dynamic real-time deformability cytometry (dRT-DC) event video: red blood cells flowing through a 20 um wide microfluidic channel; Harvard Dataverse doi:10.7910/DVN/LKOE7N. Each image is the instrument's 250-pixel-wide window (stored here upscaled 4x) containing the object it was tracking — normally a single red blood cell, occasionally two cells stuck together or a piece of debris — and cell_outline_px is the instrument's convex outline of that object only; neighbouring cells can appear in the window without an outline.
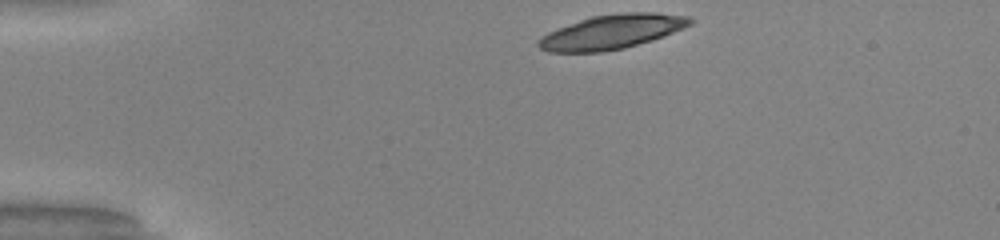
{"species": "common noctule bat (a hibernating species)", "species_latin": "Nyctalus noctula", "temperature_condition": "warm", "stored_images_in_passage": 8, "camera_frame_rate_fps": 3000, "um_per_image_px": 0.085, "animal": {"sex": "male", "body_mass_g": 20.0, "forearm_length_mm": 53.3}, "frame": {"image": 1, "passage_image": 1, "time_ms": 0.0, "image_size_px": [1000, 240], "cell_outline_px": [[696, 20], [692, 24], [684, 28], [664, 36], [652, 40], [624, 48], [600, 52], [548, 52], [540, 48], [536, 44], [540, 36], [548, 32], [580, 20], [592, 16], [624, 12], [656, 12], [688, 16]], "centroid_in_image_um": [52.03, 2.7], "position_along_channel_um": 33.0, "area_um2": 30.4}}